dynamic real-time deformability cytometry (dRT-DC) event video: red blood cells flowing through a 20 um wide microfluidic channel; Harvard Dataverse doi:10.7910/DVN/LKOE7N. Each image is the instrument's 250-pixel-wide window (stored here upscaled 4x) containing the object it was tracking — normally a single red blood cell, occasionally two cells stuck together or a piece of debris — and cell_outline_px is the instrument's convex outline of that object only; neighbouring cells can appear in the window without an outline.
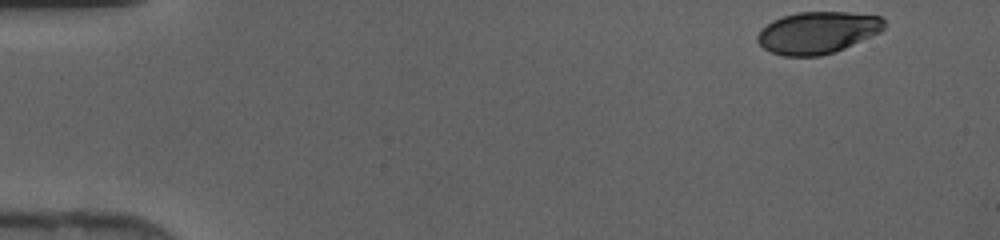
{"species": "human", "species_latin": "Homo sapiens", "temperature_condition": "cold", "stored_images_in_passage": 43, "camera_frame_rate_fps": 3000, "um_per_image_px": 0.085, "donor": {"sex": "female"}, "frame": {"image": 1, "passage_image": 1, "time_ms": 0.0, "image_size_px": [1000, 240], "cell_outline_px": [[884, 28], [880, 32], [836, 52], [820, 56], [784, 56], [772, 52], [764, 48], [756, 40], [756, 36], [760, 28], [772, 20], [784, 16], [800, 12], [848, 12], [880, 16], [884, 20]], "centroid_in_image_um": [69.47, 2.77], "position_along_channel_um": 15.5, "area_um2": 31.04}}
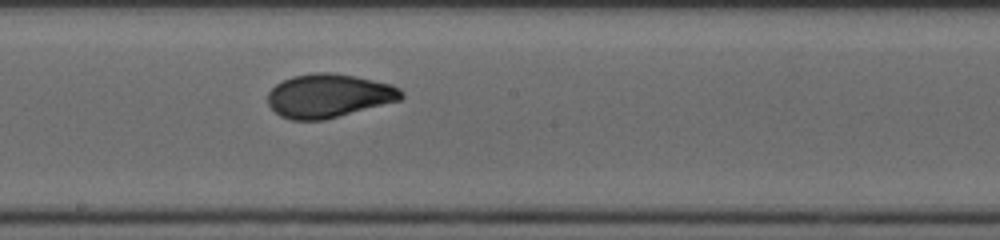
{"frame": {"image": 2, "passage_image": 23, "time_ms": 7.333, "image_size_px": [1000, 240], "cell_outline_px": [[404, 96], [400, 100], [324, 120], [292, 120], [280, 116], [268, 104], [268, 92], [276, 84], [292, 76], [316, 72], [328, 72], [352, 76], [392, 84], [400, 88], [404, 92]], "centroid_in_image_um": [27.94, 8.14], "position_along_channel_um": 220.3, "area_um2": 33.81}}
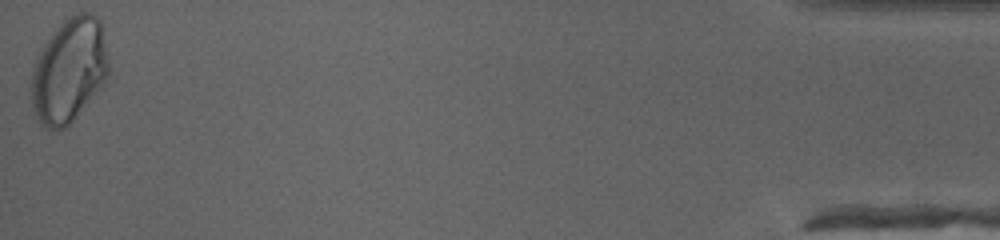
{"frame": {"image": 3, "passage_image": 43, "time_ms": 14.0, "image_size_px": [1000, 240], "cell_outline_px": [[108, 76], [104, 84], [72, 120], [64, 128], [48, 128], [36, 116], [32, 108], [32, 68], [40, 48], [56, 28], [64, 20], [80, 12], [88, 12], [96, 16], [100, 20], [108, 64]], "centroid_in_image_um": [5.86, 5.96], "position_along_channel_um": 429.3, "area_um2": 46.24}}